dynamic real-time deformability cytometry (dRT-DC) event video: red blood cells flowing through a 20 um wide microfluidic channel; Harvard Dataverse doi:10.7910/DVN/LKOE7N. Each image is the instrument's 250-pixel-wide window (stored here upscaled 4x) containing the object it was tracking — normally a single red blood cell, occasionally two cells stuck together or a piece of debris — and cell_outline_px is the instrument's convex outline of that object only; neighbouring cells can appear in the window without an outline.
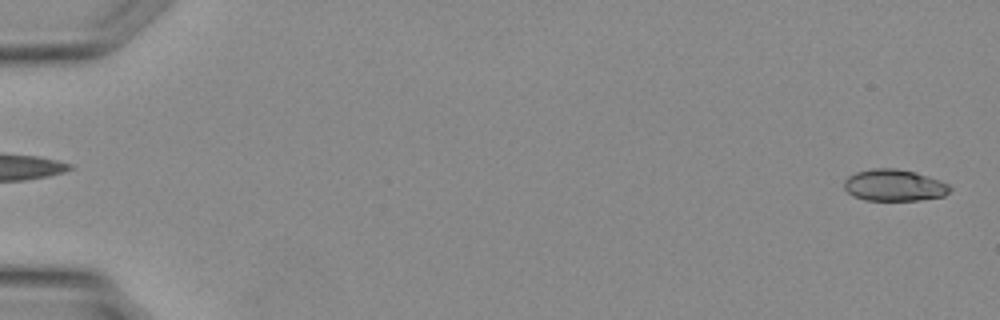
{"species": "Egyptian fruit bat (a non-hibernating species)", "species_latin": "Rousettus aegyptiacus", "temperature_condition": "warm", "stored_images_in_passage": 9, "camera_frame_rate_fps": 3000, "um_per_image_px": 0.085, "animal": {"sex": "female"}, "frame": {"image": 1, "passage_image": 1, "time_ms": 0.0, "image_size_px": [1000, 320], "cell_outline_px": [[952, 188], [944, 196], [920, 200], [864, 200], [852, 196], [844, 188], [844, 180], [848, 176], [856, 172], [872, 168], [896, 168], [916, 172], [940, 180], [948, 184]], "centroid_in_image_um": [75.99, 15.74], "position_along_channel_um": 9.0, "area_um2": 19.65}}